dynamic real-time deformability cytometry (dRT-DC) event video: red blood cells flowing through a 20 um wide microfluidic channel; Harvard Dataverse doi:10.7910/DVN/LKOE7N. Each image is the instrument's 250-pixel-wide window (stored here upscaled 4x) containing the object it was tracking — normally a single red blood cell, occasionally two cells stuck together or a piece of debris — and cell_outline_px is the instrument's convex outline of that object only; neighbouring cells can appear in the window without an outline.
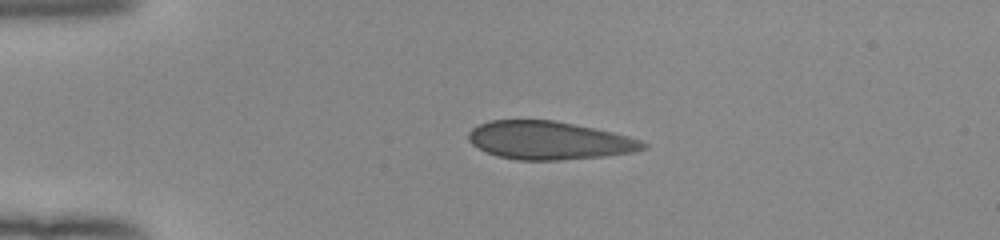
{"species": "human", "species_latin": "Homo sapiens", "temperature_condition": "room temperature", "stored_images_in_passage": 44, "camera_frame_rate_fps": 3000, "um_per_image_px": 0.085, "donor": {"sex": "female"}, "frame": {"image": 1, "passage_image": 11, "time_ms": 3.333, "image_size_px": [1000, 240], "cell_outline_px": [[648, 148], [632, 152], [604, 156], [560, 160], [516, 160], [496, 156], [472, 144], [468, 140], [468, 132], [472, 128], [488, 120], [552, 120], [612, 132], [628, 136], [640, 140], [648, 144]], "centroid_in_image_um": [46.66, 11.94], "position_along_channel_um": 38.3, "area_um2": 38.67}}
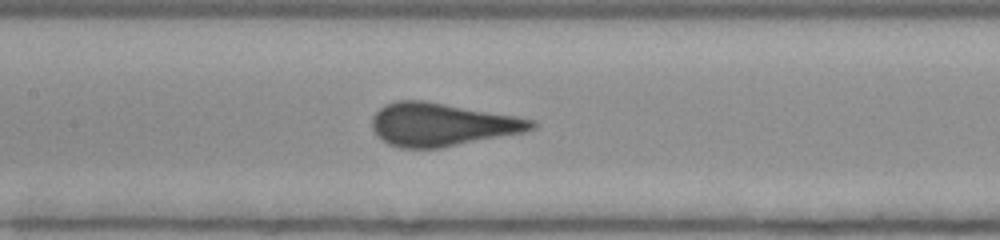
{"frame": {"image": 2, "passage_image": 24, "time_ms": 7.667, "image_size_px": [1000, 240], "cell_outline_px": [[536, 128], [524, 132], [440, 148], [400, 148], [388, 144], [376, 136], [372, 128], [372, 116], [384, 104], [396, 100], [424, 100], [516, 116], [536, 120]], "centroid_in_image_um": [37.53, 10.58], "position_along_channel_um": 169.9, "area_um2": 40.17}}
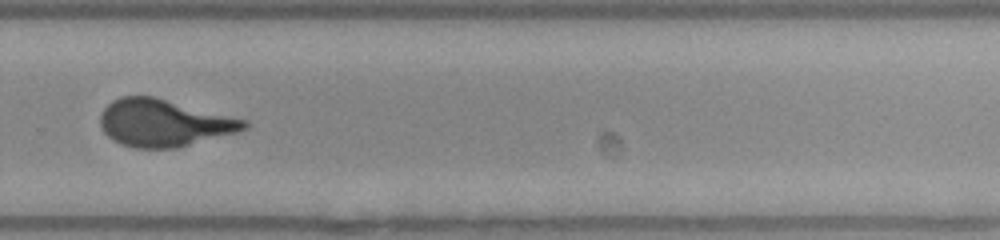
{"frame": {"image": 3, "passage_image": 35, "time_ms": 11.333, "image_size_px": [1000, 240], "cell_outline_px": [[248, 128], [236, 132], [176, 148], [136, 148], [120, 144], [112, 140], [104, 132], [100, 124], [100, 116], [104, 108], [112, 100], [120, 96], [152, 96], [248, 120]], "centroid_in_image_um": [13.9, 10.45], "position_along_channel_um": 315.9, "area_um2": 39.36}, "authors_computed_cell_mechanics": {"area_um2": 39.4485, "velocity_mm_per_s": 4.0002, "shape_relaxation_time_tau1_ms": 5.0782, "shape_relaxation_time_tau2_ms": null, "deformation_change_tau1": 0.1581, "deformation_change_tau2": null}}